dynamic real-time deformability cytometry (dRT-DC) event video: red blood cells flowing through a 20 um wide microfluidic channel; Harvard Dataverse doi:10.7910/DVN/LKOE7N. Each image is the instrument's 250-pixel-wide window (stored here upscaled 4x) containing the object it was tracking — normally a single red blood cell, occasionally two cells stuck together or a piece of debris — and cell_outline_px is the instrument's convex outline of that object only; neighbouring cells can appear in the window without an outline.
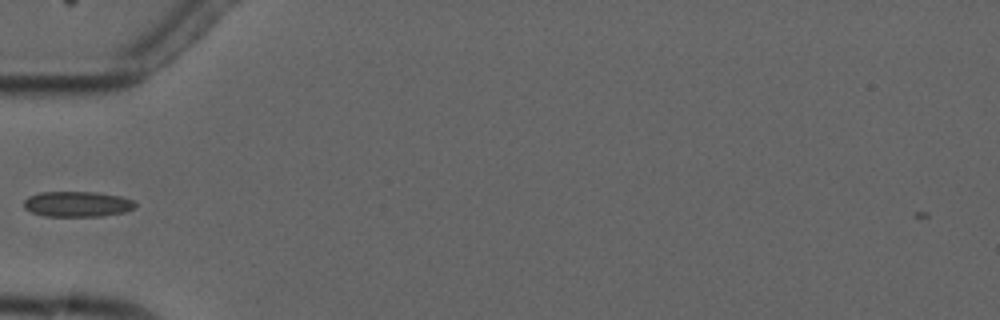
{"species": "common noctule bat (a hibernating species)", "species_latin": "Nyctalus noctula", "temperature_condition": "cold", "stored_images_in_passage": 5, "camera_frame_rate_fps": 3000, "um_per_image_px": 0.085, "animal": {"sex": "male", "forearm_length_mm": 52.5}, "frame": {"image": 1, "passage_image": 5, "time_ms": 4.667, "image_size_px": [1000, 320], "cell_outline_px": [[136, 208], [124, 212], [100, 216], [44, 216], [32, 212], [24, 208], [24, 200], [28, 196], [40, 192], [96, 192], [120, 196], [132, 200], [136, 204]], "centroid_in_image_um": [6.56, 17.34], "position_along_channel_um": 78.4, "area_um2": 16.53}}